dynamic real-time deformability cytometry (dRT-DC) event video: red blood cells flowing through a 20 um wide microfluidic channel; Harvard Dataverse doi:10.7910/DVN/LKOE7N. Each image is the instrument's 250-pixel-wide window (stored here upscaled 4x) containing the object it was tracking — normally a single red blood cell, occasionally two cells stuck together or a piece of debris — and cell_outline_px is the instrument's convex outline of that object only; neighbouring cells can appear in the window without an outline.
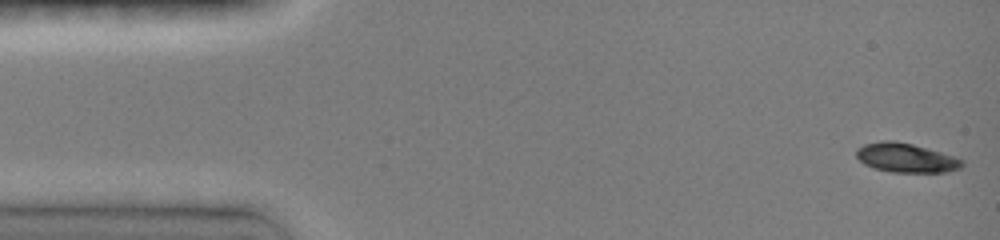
{"species": "common noctule bat (a hibernating species)", "species_latin": "Nyctalus noctula", "temperature_condition": "room temperature", "stored_images_in_passage": 50, "camera_frame_rate_fps": 3000, "um_per_image_px": 0.085, "animal": {"sex": "female", "body_mass_g": 19.0, "forearm_length_mm": 51.5}, "frame": {"image": 1, "passage_image": 1, "time_ms": 0.0, "image_size_px": [1000, 240], "cell_outline_px": [[964, 164], [960, 168], [948, 172], [892, 172], [876, 168], [864, 164], [856, 156], [856, 148], [864, 144], [880, 140], [896, 140], [912, 144], [940, 152], [964, 160]], "centroid_in_image_um": [76.99, 13.4], "position_along_channel_um": 8.0, "area_um2": 17.98}}
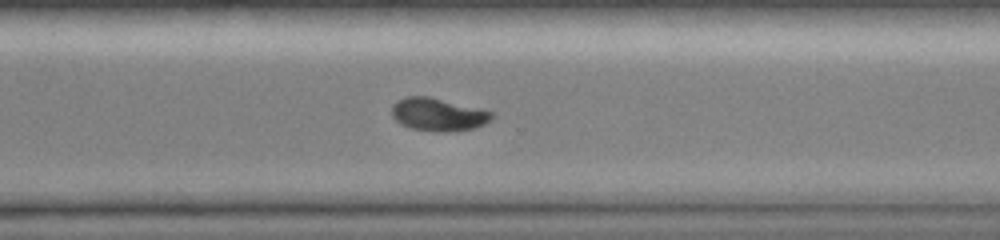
{"frame": {"image": 2, "passage_image": 34, "time_ms": 11.0, "image_size_px": [1000, 240], "cell_outline_px": [[492, 116], [484, 124], [472, 128], [448, 132], [440, 132], [412, 128], [400, 124], [392, 116], [392, 104], [396, 100], [404, 96], [428, 96], [480, 108], [492, 112]], "centroid_in_image_um": [37.19, 9.71], "position_along_channel_um": 333.4, "area_um2": 19.07}}
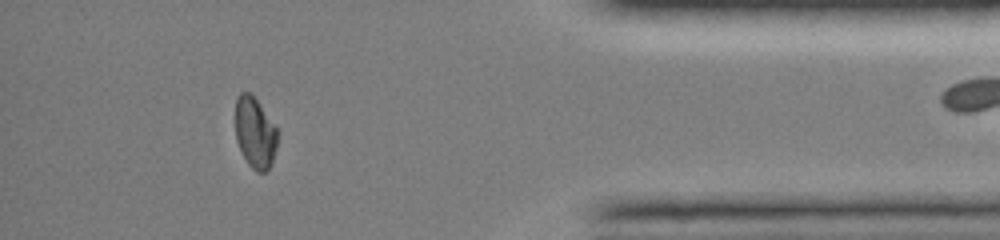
{"frame": {"image": 3, "passage_image": 43, "time_ms": 13.667, "image_size_px": [1000, 240], "cell_outline_px": [[276, 148], [272, 164], [264, 172], [256, 172], [248, 164], [236, 140], [236, 96], [240, 92], [248, 92], [256, 100], [276, 128]], "centroid_in_image_um": [21.66, 11.3], "position_along_channel_um": 413.5, "area_um2": 16.99}}